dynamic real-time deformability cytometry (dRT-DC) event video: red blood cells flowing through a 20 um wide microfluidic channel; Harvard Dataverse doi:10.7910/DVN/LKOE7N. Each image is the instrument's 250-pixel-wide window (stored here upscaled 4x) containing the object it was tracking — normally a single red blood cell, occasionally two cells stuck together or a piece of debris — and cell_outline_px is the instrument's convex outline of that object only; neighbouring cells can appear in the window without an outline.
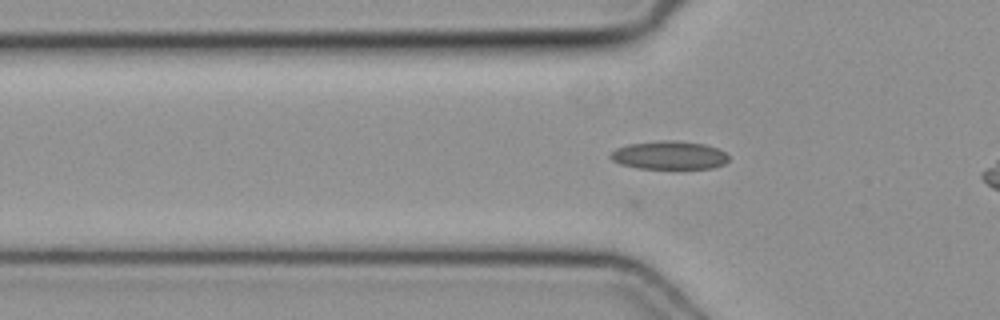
{"species": "common noctule bat (a hibernating species)", "species_latin": "Nyctalus noctula", "temperature_condition": "cold", "stored_images_in_passage": 8, "camera_frame_rate_fps": 3000, "um_per_image_px": 0.085, "animal": {"sex": "female", "body_mass_g": 19.3, "forearm_length_mm": 54.1}, "frame": {"image": 1, "passage_image": 5, "time_ms": 1.333, "image_size_px": [1000, 320], "cell_outline_px": [[728, 160], [724, 164], [712, 168], [636, 168], [620, 164], [612, 160], [608, 156], [616, 148], [628, 144], [664, 140], [676, 140], [704, 144], [716, 148], [724, 152], [728, 156]], "centroid_in_image_um": [56.85, 13.19], "position_along_channel_um": 68.9, "area_um2": 19.42}}